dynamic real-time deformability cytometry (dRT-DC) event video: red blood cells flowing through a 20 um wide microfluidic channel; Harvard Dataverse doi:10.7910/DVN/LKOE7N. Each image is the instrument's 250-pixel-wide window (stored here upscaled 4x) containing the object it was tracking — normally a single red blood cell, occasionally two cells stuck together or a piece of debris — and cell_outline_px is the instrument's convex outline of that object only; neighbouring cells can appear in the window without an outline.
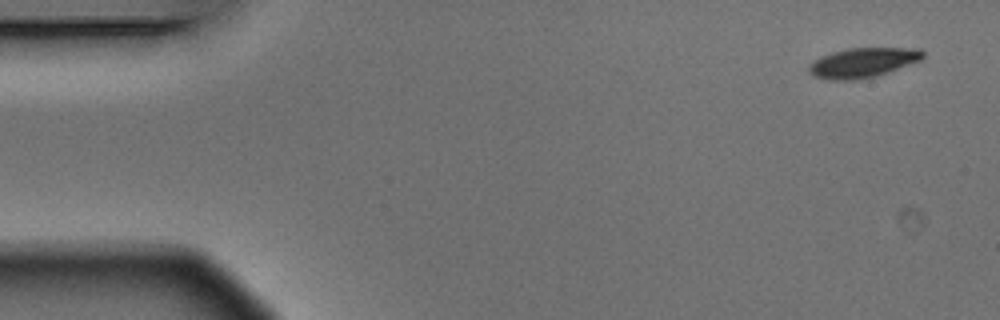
{"species": "Egyptian fruit bat (a non-hibernating species)", "species_latin": "Rousettus aegyptiacus", "temperature_condition": "warm", "stored_images_in_passage": 5, "camera_frame_rate_fps": 3000, "um_per_image_px": 0.085, "animal": {"sex": "male"}, "frame": {"image": 1, "passage_image": 1, "time_ms": 0.0, "image_size_px": [1000, 320], "cell_outline_px": [[924, 56], [920, 60], [888, 72], [876, 76], [856, 80], [828, 80], [816, 76], [808, 72], [808, 64], [812, 60], [820, 56], [832, 52], [848, 48], [920, 48], [924, 52]], "centroid_in_image_um": [73.3, 5.32], "position_along_channel_um": 11.7, "area_um2": 19.83}}
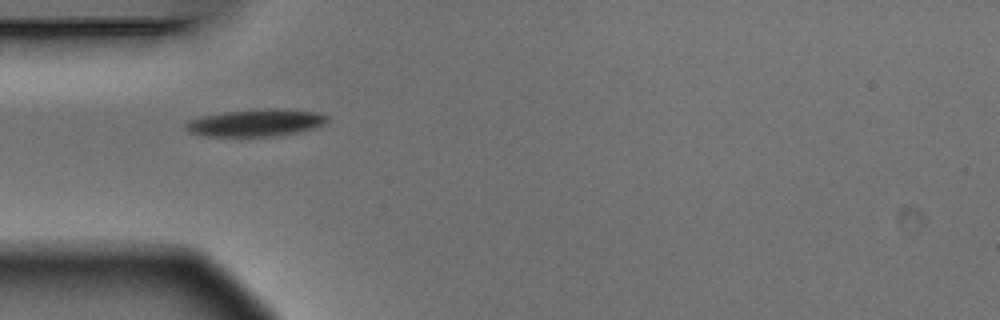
{"frame": {"image": 2, "passage_image": 5, "time_ms": 1.333, "image_size_px": [1000, 320], "cell_outline_px": [[328, 120], [324, 124], [316, 128], [276, 136], [204, 136], [188, 132], [184, 128], [184, 124], [188, 120], [200, 116], [224, 112], [268, 108], [316, 112], [328, 116]], "centroid_in_image_um": [21.69, 10.44], "position_along_channel_um": 63.3, "area_um2": 22.43}}